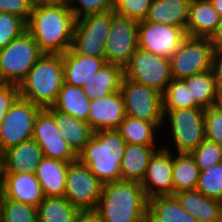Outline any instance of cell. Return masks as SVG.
Returning <instances> with one entry per match:
<instances>
[{"label":"cell","mask_w":222,"mask_h":222,"mask_svg":"<svg viewBox=\"0 0 222 222\" xmlns=\"http://www.w3.org/2000/svg\"><path fill=\"white\" fill-rule=\"evenodd\" d=\"M76 18L64 0L33 8L27 31L44 54H64L72 46Z\"/></svg>","instance_id":"1"},{"label":"cell","mask_w":222,"mask_h":222,"mask_svg":"<svg viewBox=\"0 0 222 222\" xmlns=\"http://www.w3.org/2000/svg\"><path fill=\"white\" fill-rule=\"evenodd\" d=\"M148 198L138 182L103 184L96 211L102 222H147Z\"/></svg>","instance_id":"2"},{"label":"cell","mask_w":222,"mask_h":222,"mask_svg":"<svg viewBox=\"0 0 222 222\" xmlns=\"http://www.w3.org/2000/svg\"><path fill=\"white\" fill-rule=\"evenodd\" d=\"M126 145L117 130H99L77 154V160L103 184L117 182Z\"/></svg>","instance_id":"3"},{"label":"cell","mask_w":222,"mask_h":222,"mask_svg":"<svg viewBox=\"0 0 222 222\" xmlns=\"http://www.w3.org/2000/svg\"><path fill=\"white\" fill-rule=\"evenodd\" d=\"M63 84L62 54H43L18 87L20 97L46 109L55 104Z\"/></svg>","instance_id":"4"},{"label":"cell","mask_w":222,"mask_h":222,"mask_svg":"<svg viewBox=\"0 0 222 222\" xmlns=\"http://www.w3.org/2000/svg\"><path fill=\"white\" fill-rule=\"evenodd\" d=\"M164 123L169 125L166 134L173 142L174 147L162 145L164 149L173 153H190L205 139L204 118L205 110L202 108H187L180 110H163ZM169 124H168V123ZM167 124V125H166ZM170 132V133H169ZM175 148V150L173 149Z\"/></svg>","instance_id":"5"},{"label":"cell","mask_w":222,"mask_h":222,"mask_svg":"<svg viewBox=\"0 0 222 222\" xmlns=\"http://www.w3.org/2000/svg\"><path fill=\"white\" fill-rule=\"evenodd\" d=\"M44 53L28 31L0 49V83L19 85Z\"/></svg>","instance_id":"6"},{"label":"cell","mask_w":222,"mask_h":222,"mask_svg":"<svg viewBox=\"0 0 222 222\" xmlns=\"http://www.w3.org/2000/svg\"><path fill=\"white\" fill-rule=\"evenodd\" d=\"M113 10L76 19L71 48L80 55L105 58V43Z\"/></svg>","instance_id":"7"},{"label":"cell","mask_w":222,"mask_h":222,"mask_svg":"<svg viewBox=\"0 0 222 222\" xmlns=\"http://www.w3.org/2000/svg\"><path fill=\"white\" fill-rule=\"evenodd\" d=\"M120 91L127 116L149 121L163 128V99L159 91L125 77H123Z\"/></svg>","instance_id":"8"},{"label":"cell","mask_w":222,"mask_h":222,"mask_svg":"<svg viewBox=\"0 0 222 222\" xmlns=\"http://www.w3.org/2000/svg\"><path fill=\"white\" fill-rule=\"evenodd\" d=\"M213 51L210 38L187 36L170 58L172 79H184L211 70Z\"/></svg>","instance_id":"9"},{"label":"cell","mask_w":222,"mask_h":222,"mask_svg":"<svg viewBox=\"0 0 222 222\" xmlns=\"http://www.w3.org/2000/svg\"><path fill=\"white\" fill-rule=\"evenodd\" d=\"M42 108L19 97L0 124V154L33 138L37 114Z\"/></svg>","instance_id":"10"},{"label":"cell","mask_w":222,"mask_h":222,"mask_svg":"<svg viewBox=\"0 0 222 222\" xmlns=\"http://www.w3.org/2000/svg\"><path fill=\"white\" fill-rule=\"evenodd\" d=\"M124 77L163 94L172 80L170 59L138 48L124 67Z\"/></svg>","instance_id":"11"},{"label":"cell","mask_w":222,"mask_h":222,"mask_svg":"<svg viewBox=\"0 0 222 222\" xmlns=\"http://www.w3.org/2000/svg\"><path fill=\"white\" fill-rule=\"evenodd\" d=\"M103 183L78 160L69 164L64 197L79 210H96Z\"/></svg>","instance_id":"12"},{"label":"cell","mask_w":222,"mask_h":222,"mask_svg":"<svg viewBox=\"0 0 222 222\" xmlns=\"http://www.w3.org/2000/svg\"><path fill=\"white\" fill-rule=\"evenodd\" d=\"M138 21L119 15L113 10L110 29L105 43L106 63L123 68L138 49Z\"/></svg>","instance_id":"13"},{"label":"cell","mask_w":222,"mask_h":222,"mask_svg":"<svg viewBox=\"0 0 222 222\" xmlns=\"http://www.w3.org/2000/svg\"><path fill=\"white\" fill-rule=\"evenodd\" d=\"M187 37L183 28L142 20L138 22V48L168 59Z\"/></svg>","instance_id":"14"},{"label":"cell","mask_w":222,"mask_h":222,"mask_svg":"<svg viewBox=\"0 0 222 222\" xmlns=\"http://www.w3.org/2000/svg\"><path fill=\"white\" fill-rule=\"evenodd\" d=\"M33 139L41 148L44 157L69 163L77 161V154L62 137L54 116L45 108L37 114Z\"/></svg>","instance_id":"15"},{"label":"cell","mask_w":222,"mask_h":222,"mask_svg":"<svg viewBox=\"0 0 222 222\" xmlns=\"http://www.w3.org/2000/svg\"><path fill=\"white\" fill-rule=\"evenodd\" d=\"M173 152L161 147L150 158L141 183L148 199L173 196Z\"/></svg>","instance_id":"16"},{"label":"cell","mask_w":222,"mask_h":222,"mask_svg":"<svg viewBox=\"0 0 222 222\" xmlns=\"http://www.w3.org/2000/svg\"><path fill=\"white\" fill-rule=\"evenodd\" d=\"M125 116L121 91L90 101L88 123L94 132L116 130Z\"/></svg>","instance_id":"17"},{"label":"cell","mask_w":222,"mask_h":222,"mask_svg":"<svg viewBox=\"0 0 222 222\" xmlns=\"http://www.w3.org/2000/svg\"><path fill=\"white\" fill-rule=\"evenodd\" d=\"M3 198H9L37 208L43 201L41 185L32 173H1Z\"/></svg>","instance_id":"18"},{"label":"cell","mask_w":222,"mask_h":222,"mask_svg":"<svg viewBox=\"0 0 222 222\" xmlns=\"http://www.w3.org/2000/svg\"><path fill=\"white\" fill-rule=\"evenodd\" d=\"M43 152L34 139L23 141L1 154V173L35 174Z\"/></svg>","instance_id":"19"},{"label":"cell","mask_w":222,"mask_h":222,"mask_svg":"<svg viewBox=\"0 0 222 222\" xmlns=\"http://www.w3.org/2000/svg\"><path fill=\"white\" fill-rule=\"evenodd\" d=\"M221 16L210 0H191L189 4L186 34L190 37L212 38Z\"/></svg>","instance_id":"20"},{"label":"cell","mask_w":222,"mask_h":222,"mask_svg":"<svg viewBox=\"0 0 222 222\" xmlns=\"http://www.w3.org/2000/svg\"><path fill=\"white\" fill-rule=\"evenodd\" d=\"M64 83L82 87L87 80L105 65V58L77 54L72 48L62 54Z\"/></svg>","instance_id":"21"},{"label":"cell","mask_w":222,"mask_h":222,"mask_svg":"<svg viewBox=\"0 0 222 222\" xmlns=\"http://www.w3.org/2000/svg\"><path fill=\"white\" fill-rule=\"evenodd\" d=\"M173 196L198 222H222V201L208 198L197 190L181 191Z\"/></svg>","instance_id":"22"},{"label":"cell","mask_w":222,"mask_h":222,"mask_svg":"<svg viewBox=\"0 0 222 222\" xmlns=\"http://www.w3.org/2000/svg\"><path fill=\"white\" fill-rule=\"evenodd\" d=\"M160 145L127 144L120 165V181L142 183L150 158Z\"/></svg>","instance_id":"23"},{"label":"cell","mask_w":222,"mask_h":222,"mask_svg":"<svg viewBox=\"0 0 222 222\" xmlns=\"http://www.w3.org/2000/svg\"><path fill=\"white\" fill-rule=\"evenodd\" d=\"M69 162L44 157L35 173L44 197H64Z\"/></svg>","instance_id":"24"},{"label":"cell","mask_w":222,"mask_h":222,"mask_svg":"<svg viewBox=\"0 0 222 222\" xmlns=\"http://www.w3.org/2000/svg\"><path fill=\"white\" fill-rule=\"evenodd\" d=\"M124 77V68L117 64L105 63L81 87L90 100H96L108 94L119 92Z\"/></svg>","instance_id":"25"},{"label":"cell","mask_w":222,"mask_h":222,"mask_svg":"<svg viewBox=\"0 0 222 222\" xmlns=\"http://www.w3.org/2000/svg\"><path fill=\"white\" fill-rule=\"evenodd\" d=\"M46 109L54 116L55 123L66 143L78 154L93 137L94 131L89 123L56 110L53 107Z\"/></svg>","instance_id":"26"},{"label":"cell","mask_w":222,"mask_h":222,"mask_svg":"<svg viewBox=\"0 0 222 222\" xmlns=\"http://www.w3.org/2000/svg\"><path fill=\"white\" fill-rule=\"evenodd\" d=\"M191 0H152L146 21L186 30Z\"/></svg>","instance_id":"27"},{"label":"cell","mask_w":222,"mask_h":222,"mask_svg":"<svg viewBox=\"0 0 222 222\" xmlns=\"http://www.w3.org/2000/svg\"><path fill=\"white\" fill-rule=\"evenodd\" d=\"M147 222H198L174 196L148 199Z\"/></svg>","instance_id":"28"},{"label":"cell","mask_w":222,"mask_h":222,"mask_svg":"<svg viewBox=\"0 0 222 222\" xmlns=\"http://www.w3.org/2000/svg\"><path fill=\"white\" fill-rule=\"evenodd\" d=\"M90 101L81 87L64 83L52 107L79 120L88 122Z\"/></svg>","instance_id":"29"},{"label":"cell","mask_w":222,"mask_h":222,"mask_svg":"<svg viewBox=\"0 0 222 222\" xmlns=\"http://www.w3.org/2000/svg\"><path fill=\"white\" fill-rule=\"evenodd\" d=\"M116 130L127 144H160L157 137L161 129L155 123L149 121H143L126 115Z\"/></svg>","instance_id":"30"},{"label":"cell","mask_w":222,"mask_h":222,"mask_svg":"<svg viewBox=\"0 0 222 222\" xmlns=\"http://www.w3.org/2000/svg\"><path fill=\"white\" fill-rule=\"evenodd\" d=\"M199 175L200 169L190 153H173L174 193L196 190Z\"/></svg>","instance_id":"31"},{"label":"cell","mask_w":222,"mask_h":222,"mask_svg":"<svg viewBox=\"0 0 222 222\" xmlns=\"http://www.w3.org/2000/svg\"><path fill=\"white\" fill-rule=\"evenodd\" d=\"M194 103L204 110L218 104L215 79L212 70L183 79Z\"/></svg>","instance_id":"32"},{"label":"cell","mask_w":222,"mask_h":222,"mask_svg":"<svg viewBox=\"0 0 222 222\" xmlns=\"http://www.w3.org/2000/svg\"><path fill=\"white\" fill-rule=\"evenodd\" d=\"M37 211L39 222H74L80 210L65 197H44Z\"/></svg>","instance_id":"33"},{"label":"cell","mask_w":222,"mask_h":222,"mask_svg":"<svg viewBox=\"0 0 222 222\" xmlns=\"http://www.w3.org/2000/svg\"><path fill=\"white\" fill-rule=\"evenodd\" d=\"M163 110L197 108L183 79H172L162 94Z\"/></svg>","instance_id":"34"},{"label":"cell","mask_w":222,"mask_h":222,"mask_svg":"<svg viewBox=\"0 0 222 222\" xmlns=\"http://www.w3.org/2000/svg\"><path fill=\"white\" fill-rule=\"evenodd\" d=\"M0 222H39L37 208L9 198H2Z\"/></svg>","instance_id":"35"},{"label":"cell","mask_w":222,"mask_h":222,"mask_svg":"<svg viewBox=\"0 0 222 222\" xmlns=\"http://www.w3.org/2000/svg\"><path fill=\"white\" fill-rule=\"evenodd\" d=\"M196 190L208 198L222 201V162L200 171Z\"/></svg>","instance_id":"36"},{"label":"cell","mask_w":222,"mask_h":222,"mask_svg":"<svg viewBox=\"0 0 222 222\" xmlns=\"http://www.w3.org/2000/svg\"><path fill=\"white\" fill-rule=\"evenodd\" d=\"M190 154L200 171H204L222 162V145L205 138Z\"/></svg>","instance_id":"37"},{"label":"cell","mask_w":222,"mask_h":222,"mask_svg":"<svg viewBox=\"0 0 222 222\" xmlns=\"http://www.w3.org/2000/svg\"><path fill=\"white\" fill-rule=\"evenodd\" d=\"M27 31V22L7 13H0V49Z\"/></svg>","instance_id":"38"},{"label":"cell","mask_w":222,"mask_h":222,"mask_svg":"<svg viewBox=\"0 0 222 222\" xmlns=\"http://www.w3.org/2000/svg\"><path fill=\"white\" fill-rule=\"evenodd\" d=\"M76 19L114 10L115 0H64Z\"/></svg>","instance_id":"39"},{"label":"cell","mask_w":222,"mask_h":222,"mask_svg":"<svg viewBox=\"0 0 222 222\" xmlns=\"http://www.w3.org/2000/svg\"><path fill=\"white\" fill-rule=\"evenodd\" d=\"M204 130L206 139L222 145V107L219 103L205 110Z\"/></svg>","instance_id":"40"},{"label":"cell","mask_w":222,"mask_h":222,"mask_svg":"<svg viewBox=\"0 0 222 222\" xmlns=\"http://www.w3.org/2000/svg\"><path fill=\"white\" fill-rule=\"evenodd\" d=\"M152 0H115L114 12L136 21L145 20Z\"/></svg>","instance_id":"41"},{"label":"cell","mask_w":222,"mask_h":222,"mask_svg":"<svg viewBox=\"0 0 222 222\" xmlns=\"http://www.w3.org/2000/svg\"><path fill=\"white\" fill-rule=\"evenodd\" d=\"M32 11L33 7L28 0H0V13L16 15L26 22Z\"/></svg>","instance_id":"42"},{"label":"cell","mask_w":222,"mask_h":222,"mask_svg":"<svg viewBox=\"0 0 222 222\" xmlns=\"http://www.w3.org/2000/svg\"><path fill=\"white\" fill-rule=\"evenodd\" d=\"M19 97L20 92L18 85L0 83V124L10 107Z\"/></svg>","instance_id":"43"},{"label":"cell","mask_w":222,"mask_h":222,"mask_svg":"<svg viewBox=\"0 0 222 222\" xmlns=\"http://www.w3.org/2000/svg\"><path fill=\"white\" fill-rule=\"evenodd\" d=\"M211 70L215 79L217 102L222 100V50L214 49Z\"/></svg>","instance_id":"44"},{"label":"cell","mask_w":222,"mask_h":222,"mask_svg":"<svg viewBox=\"0 0 222 222\" xmlns=\"http://www.w3.org/2000/svg\"><path fill=\"white\" fill-rule=\"evenodd\" d=\"M74 222H102V219L96 210H80Z\"/></svg>","instance_id":"45"},{"label":"cell","mask_w":222,"mask_h":222,"mask_svg":"<svg viewBox=\"0 0 222 222\" xmlns=\"http://www.w3.org/2000/svg\"><path fill=\"white\" fill-rule=\"evenodd\" d=\"M214 49L222 50V18L216 33L211 38Z\"/></svg>","instance_id":"46"},{"label":"cell","mask_w":222,"mask_h":222,"mask_svg":"<svg viewBox=\"0 0 222 222\" xmlns=\"http://www.w3.org/2000/svg\"><path fill=\"white\" fill-rule=\"evenodd\" d=\"M29 3L32 5V7H37L40 5H48V4H52L55 3L58 0H28Z\"/></svg>","instance_id":"47"},{"label":"cell","mask_w":222,"mask_h":222,"mask_svg":"<svg viewBox=\"0 0 222 222\" xmlns=\"http://www.w3.org/2000/svg\"><path fill=\"white\" fill-rule=\"evenodd\" d=\"M210 1L222 18V0H210Z\"/></svg>","instance_id":"48"},{"label":"cell","mask_w":222,"mask_h":222,"mask_svg":"<svg viewBox=\"0 0 222 222\" xmlns=\"http://www.w3.org/2000/svg\"><path fill=\"white\" fill-rule=\"evenodd\" d=\"M2 198H3V192H2L1 185H0V210H1V201H2Z\"/></svg>","instance_id":"49"},{"label":"cell","mask_w":222,"mask_h":222,"mask_svg":"<svg viewBox=\"0 0 222 222\" xmlns=\"http://www.w3.org/2000/svg\"><path fill=\"white\" fill-rule=\"evenodd\" d=\"M0 181H1V154H0Z\"/></svg>","instance_id":"50"}]
</instances>
